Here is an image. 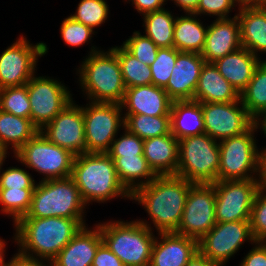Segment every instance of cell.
Returning a JSON list of instances; mask_svg holds the SVG:
<instances>
[{"label":"cell","mask_w":266,"mask_h":266,"mask_svg":"<svg viewBox=\"0 0 266 266\" xmlns=\"http://www.w3.org/2000/svg\"><path fill=\"white\" fill-rule=\"evenodd\" d=\"M13 225L17 254L49 264L86 223L84 219L46 217L20 218Z\"/></svg>","instance_id":"1"},{"label":"cell","mask_w":266,"mask_h":266,"mask_svg":"<svg viewBox=\"0 0 266 266\" xmlns=\"http://www.w3.org/2000/svg\"><path fill=\"white\" fill-rule=\"evenodd\" d=\"M194 183L178 175H157L131 194L142 204L158 233L177 232L190 187Z\"/></svg>","instance_id":"2"},{"label":"cell","mask_w":266,"mask_h":266,"mask_svg":"<svg viewBox=\"0 0 266 266\" xmlns=\"http://www.w3.org/2000/svg\"><path fill=\"white\" fill-rule=\"evenodd\" d=\"M72 179L86 205L104 203L115 197L131 199V194L120 183L113 160L107 153L76 155Z\"/></svg>","instance_id":"3"},{"label":"cell","mask_w":266,"mask_h":266,"mask_svg":"<svg viewBox=\"0 0 266 266\" xmlns=\"http://www.w3.org/2000/svg\"><path fill=\"white\" fill-rule=\"evenodd\" d=\"M78 68L79 84L90 102L121 104L126 87L117 54L109 48L104 52L92 46Z\"/></svg>","instance_id":"4"},{"label":"cell","mask_w":266,"mask_h":266,"mask_svg":"<svg viewBox=\"0 0 266 266\" xmlns=\"http://www.w3.org/2000/svg\"><path fill=\"white\" fill-rule=\"evenodd\" d=\"M138 220L109 221L97 224L103 242L124 266H149L155 235L151 223Z\"/></svg>","instance_id":"5"},{"label":"cell","mask_w":266,"mask_h":266,"mask_svg":"<svg viewBox=\"0 0 266 266\" xmlns=\"http://www.w3.org/2000/svg\"><path fill=\"white\" fill-rule=\"evenodd\" d=\"M87 206L71 176L41 180L32 193L31 207L22 218L84 219Z\"/></svg>","instance_id":"6"},{"label":"cell","mask_w":266,"mask_h":266,"mask_svg":"<svg viewBox=\"0 0 266 266\" xmlns=\"http://www.w3.org/2000/svg\"><path fill=\"white\" fill-rule=\"evenodd\" d=\"M219 164V141L206 133L179 140L176 175L192 183L212 184L218 181Z\"/></svg>","instance_id":"7"},{"label":"cell","mask_w":266,"mask_h":266,"mask_svg":"<svg viewBox=\"0 0 266 266\" xmlns=\"http://www.w3.org/2000/svg\"><path fill=\"white\" fill-rule=\"evenodd\" d=\"M257 129L260 128L255 123L245 133L219 141L218 181L258 179L260 151L254 139Z\"/></svg>","instance_id":"8"},{"label":"cell","mask_w":266,"mask_h":266,"mask_svg":"<svg viewBox=\"0 0 266 266\" xmlns=\"http://www.w3.org/2000/svg\"><path fill=\"white\" fill-rule=\"evenodd\" d=\"M75 156L71 151L51 143L40 131L15 154L18 161L38 173L41 180L71 176Z\"/></svg>","instance_id":"9"},{"label":"cell","mask_w":266,"mask_h":266,"mask_svg":"<svg viewBox=\"0 0 266 266\" xmlns=\"http://www.w3.org/2000/svg\"><path fill=\"white\" fill-rule=\"evenodd\" d=\"M82 110L86 153H107L119 129L124 127L121 104L89 101Z\"/></svg>","instance_id":"10"},{"label":"cell","mask_w":266,"mask_h":266,"mask_svg":"<svg viewBox=\"0 0 266 266\" xmlns=\"http://www.w3.org/2000/svg\"><path fill=\"white\" fill-rule=\"evenodd\" d=\"M47 52L45 43L30 44L20 36L0 54V89L25 85L36 73L38 57Z\"/></svg>","instance_id":"11"},{"label":"cell","mask_w":266,"mask_h":266,"mask_svg":"<svg viewBox=\"0 0 266 266\" xmlns=\"http://www.w3.org/2000/svg\"><path fill=\"white\" fill-rule=\"evenodd\" d=\"M34 75L26 84L30 101V120L41 130L73 101L67 87L56 79Z\"/></svg>","instance_id":"12"},{"label":"cell","mask_w":266,"mask_h":266,"mask_svg":"<svg viewBox=\"0 0 266 266\" xmlns=\"http://www.w3.org/2000/svg\"><path fill=\"white\" fill-rule=\"evenodd\" d=\"M215 189L213 184L194 183L188 192L178 234L198 242L215 226Z\"/></svg>","instance_id":"13"},{"label":"cell","mask_w":266,"mask_h":266,"mask_svg":"<svg viewBox=\"0 0 266 266\" xmlns=\"http://www.w3.org/2000/svg\"><path fill=\"white\" fill-rule=\"evenodd\" d=\"M215 189L217 223L249 221L259 179L223 180L212 183Z\"/></svg>","instance_id":"14"},{"label":"cell","mask_w":266,"mask_h":266,"mask_svg":"<svg viewBox=\"0 0 266 266\" xmlns=\"http://www.w3.org/2000/svg\"><path fill=\"white\" fill-rule=\"evenodd\" d=\"M246 241L255 243L249 221L216 223L198 242V250L210 262L223 266Z\"/></svg>","instance_id":"15"},{"label":"cell","mask_w":266,"mask_h":266,"mask_svg":"<svg viewBox=\"0 0 266 266\" xmlns=\"http://www.w3.org/2000/svg\"><path fill=\"white\" fill-rule=\"evenodd\" d=\"M201 106L205 133L217 141L241 135L256 123L240 99L228 103H201Z\"/></svg>","instance_id":"16"},{"label":"cell","mask_w":266,"mask_h":266,"mask_svg":"<svg viewBox=\"0 0 266 266\" xmlns=\"http://www.w3.org/2000/svg\"><path fill=\"white\" fill-rule=\"evenodd\" d=\"M40 132L55 145L71 151L74 155L86 152L85 126L82 106L69 103Z\"/></svg>","instance_id":"17"},{"label":"cell","mask_w":266,"mask_h":266,"mask_svg":"<svg viewBox=\"0 0 266 266\" xmlns=\"http://www.w3.org/2000/svg\"><path fill=\"white\" fill-rule=\"evenodd\" d=\"M204 63L200 53L180 52L177 55L170 79L163 88L172 101L194 100Z\"/></svg>","instance_id":"18"},{"label":"cell","mask_w":266,"mask_h":266,"mask_svg":"<svg viewBox=\"0 0 266 266\" xmlns=\"http://www.w3.org/2000/svg\"><path fill=\"white\" fill-rule=\"evenodd\" d=\"M240 47V24L235 14L232 18L215 19L208 26L205 45L200 54L205 62L213 63Z\"/></svg>","instance_id":"19"},{"label":"cell","mask_w":266,"mask_h":266,"mask_svg":"<svg viewBox=\"0 0 266 266\" xmlns=\"http://www.w3.org/2000/svg\"><path fill=\"white\" fill-rule=\"evenodd\" d=\"M197 252L196 239L176 232L158 233L152 246L149 266H186Z\"/></svg>","instance_id":"20"},{"label":"cell","mask_w":266,"mask_h":266,"mask_svg":"<svg viewBox=\"0 0 266 266\" xmlns=\"http://www.w3.org/2000/svg\"><path fill=\"white\" fill-rule=\"evenodd\" d=\"M103 242L100 227L82 226L48 266H92L95 253Z\"/></svg>","instance_id":"21"},{"label":"cell","mask_w":266,"mask_h":266,"mask_svg":"<svg viewBox=\"0 0 266 266\" xmlns=\"http://www.w3.org/2000/svg\"><path fill=\"white\" fill-rule=\"evenodd\" d=\"M172 100L167 92L153 84L126 88L121 103L124 114H145L148 116H170Z\"/></svg>","instance_id":"22"},{"label":"cell","mask_w":266,"mask_h":266,"mask_svg":"<svg viewBox=\"0 0 266 266\" xmlns=\"http://www.w3.org/2000/svg\"><path fill=\"white\" fill-rule=\"evenodd\" d=\"M238 10L242 47L256 57L266 53V4L241 3Z\"/></svg>","instance_id":"23"},{"label":"cell","mask_w":266,"mask_h":266,"mask_svg":"<svg viewBox=\"0 0 266 266\" xmlns=\"http://www.w3.org/2000/svg\"><path fill=\"white\" fill-rule=\"evenodd\" d=\"M143 155L156 175H175L179 162V140L171 132L145 139Z\"/></svg>","instance_id":"24"},{"label":"cell","mask_w":266,"mask_h":266,"mask_svg":"<svg viewBox=\"0 0 266 266\" xmlns=\"http://www.w3.org/2000/svg\"><path fill=\"white\" fill-rule=\"evenodd\" d=\"M261 59L244 47L217 59L214 65L219 73L238 91L239 94L249 84Z\"/></svg>","instance_id":"25"},{"label":"cell","mask_w":266,"mask_h":266,"mask_svg":"<svg viewBox=\"0 0 266 266\" xmlns=\"http://www.w3.org/2000/svg\"><path fill=\"white\" fill-rule=\"evenodd\" d=\"M238 91L219 73L214 63L205 62L200 73L194 100L200 103L238 101Z\"/></svg>","instance_id":"26"},{"label":"cell","mask_w":266,"mask_h":266,"mask_svg":"<svg viewBox=\"0 0 266 266\" xmlns=\"http://www.w3.org/2000/svg\"><path fill=\"white\" fill-rule=\"evenodd\" d=\"M171 133L178 139L205 133L201 103L195 100L172 101Z\"/></svg>","instance_id":"27"},{"label":"cell","mask_w":266,"mask_h":266,"mask_svg":"<svg viewBox=\"0 0 266 266\" xmlns=\"http://www.w3.org/2000/svg\"><path fill=\"white\" fill-rule=\"evenodd\" d=\"M40 130L29 118H22L0 109V149L7 154L13 149L14 154ZM12 147L9 148L8 146Z\"/></svg>","instance_id":"28"},{"label":"cell","mask_w":266,"mask_h":266,"mask_svg":"<svg viewBox=\"0 0 266 266\" xmlns=\"http://www.w3.org/2000/svg\"><path fill=\"white\" fill-rule=\"evenodd\" d=\"M110 158L114 162L120 183L130 194L139 187L147 185L157 176L150 168L144 155Z\"/></svg>","instance_id":"29"},{"label":"cell","mask_w":266,"mask_h":266,"mask_svg":"<svg viewBox=\"0 0 266 266\" xmlns=\"http://www.w3.org/2000/svg\"><path fill=\"white\" fill-rule=\"evenodd\" d=\"M186 15L175 18L173 47L179 52L201 53L205 45L208 25L203 26L194 13H186Z\"/></svg>","instance_id":"30"},{"label":"cell","mask_w":266,"mask_h":266,"mask_svg":"<svg viewBox=\"0 0 266 266\" xmlns=\"http://www.w3.org/2000/svg\"><path fill=\"white\" fill-rule=\"evenodd\" d=\"M240 100L255 121L266 113V59L256 67L249 84L240 94Z\"/></svg>","instance_id":"31"},{"label":"cell","mask_w":266,"mask_h":266,"mask_svg":"<svg viewBox=\"0 0 266 266\" xmlns=\"http://www.w3.org/2000/svg\"><path fill=\"white\" fill-rule=\"evenodd\" d=\"M175 18L172 12L162 10L143 15L145 36L149 37L159 48L173 47Z\"/></svg>","instance_id":"32"},{"label":"cell","mask_w":266,"mask_h":266,"mask_svg":"<svg viewBox=\"0 0 266 266\" xmlns=\"http://www.w3.org/2000/svg\"><path fill=\"white\" fill-rule=\"evenodd\" d=\"M111 49L117 54L126 88L152 84L149 65L140 62L123 45L111 47Z\"/></svg>","instance_id":"33"},{"label":"cell","mask_w":266,"mask_h":266,"mask_svg":"<svg viewBox=\"0 0 266 266\" xmlns=\"http://www.w3.org/2000/svg\"><path fill=\"white\" fill-rule=\"evenodd\" d=\"M124 128L145 140L167 135L171 132L170 116H148L145 114H123Z\"/></svg>","instance_id":"34"},{"label":"cell","mask_w":266,"mask_h":266,"mask_svg":"<svg viewBox=\"0 0 266 266\" xmlns=\"http://www.w3.org/2000/svg\"><path fill=\"white\" fill-rule=\"evenodd\" d=\"M33 191L34 189H0L1 211L12 216L14 224L28 213Z\"/></svg>","instance_id":"35"},{"label":"cell","mask_w":266,"mask_h":266,"mask_svg":"<svg viewBox=\"0 0 266 266\" xmlns=\"http://www.w3.org/2000/svg\"><path fill=\"white\" fill-rule=\"evenodd\" d=\"M0 109L22 118L30 119V101L27 84L0 89Z\"/></svg>","instance_id":"36"},{"label":"cell","mask_w":266,"mask_h":266,"mask_svg":"<svg viewBox=\"0 0 266 266\" xmlns=\"http://www.w3.org/2000/svg\"><path fill=\"white\" fill-rule=\"evenodd\" d=\"M108 6L105 0H81L76 12L70 17L93 30L106 22L109 15Z\"/></svg>","instance_id":"37"},{"label":"cell","mask_w":266,"mask_h":266,"mask_svg":"<svg viewBox=\"0 0 266 266\" xmlns=\"http://www.w3.org/2000/svg\"><path fill=\"white\" fill-rule=\"evenodd\" d=\"M179 53L174 47L159 48L155 61L150 65L153 85L161 88L167 85Z\"/></svg>","instance_id":"38"},{"label":"cell","mask_w":266,"mask_h":266,"mask_svg":"<svg viewBox=\"0 0 266 266\" xmlns=\"http://www.w3.org/2000/svg\"><path fill=\"white\" fill-rule=\"evenodd\" d=\"M249 222L255 242H266V189L262 187L254 197Z\"/></svg>","instance_id":"39"},{"label":"cell","mask_w":266,"mask_h":266,"mask_svg":"<svg viewBox=\"0 0 266 266\" xmlns=\"http://www.w3.org/2000/svg\"><path fill=\"white\" fill-rule=\"evenodd\" d=\"M140 62L151 65L155 59L159 47L147 36L141 35L139 31L133 32L122 44Z\"/></svg>","instance_id":"40"},{"label":"cell","mask_w":266,"mask_h":266,"mask_svg":"<svg viewBox=\"0 0 266 266\" xmlns=\"http://www.w3.org/2000/svg\"><path fill=\"white\" fill-rule=\"evenodd\" d=\"M61 37L68 46L78 47L92 39L96 33L87 25L75 21L70 16L62 21L60 27Z\"/></svg>","instance_id":"41"},{"label":"cell","mask_w":266,"mask_h":266,"mask_svg":"<svg viewBox=\"0 0 266 266\" xmlns=\"http://www.w3.org/2000/svg\"><path fill=\"white\" fill-rule=\"evenodd\" d=\"M6 157L0 163V173ZM32 175L19 167H8L0 174V189H35Z\"/></svg>","instance_id":"42"},{"label":"cell","mask_w":266,"mask_h":266,"mask_svg":"<svg viewBox=\"0 0 266 266\" xmlns=\"http://www.w3.org/2000/svg\"><path fill=\"white\" fill-rule=\"evenodd\" d=\"M124 133L115 138L107 154L110 157L143 155L144 140L123 127Z\"/></svg>","instance_id":"43"},{"label":"cell","mask_w":266,"mask_h":266,"mask_svg":"<svg viewBox=\"0 0 266 266\" xmlns=\"http://www.w3.org/2000/svg\"><path fill=\"white\" fill-rule=\"evenodd\" d=\"M236 3V4H235ZM241 5L239 0H200L197 9L193 12L197 15L217 16L220 18H229V13L235 6Z\"/></svg>","instance_id":"44"},{"label":"cell","mask_w":266,"mask_h":266,"mask_svg":"<svg viewBox=\"0 0 266 266\" xmlns=\"http://www.w3.org/2000/svg\"><path fill=\"white\" fill-rule=\"evenodd\" d=\"M239 266H266V242H255Z\"/></svg>","instance_id":"45"},{"label":"cell","mask_w":266,"mask_h":266,"mask_svg":"<svg viewBox=\"0 0 266 266\" xmlns=\"http://www.w3.org/2000/svg\"><path fill=\"white\" fill-rule=\"evenodd\" d=\"M92 266H124L123 262L102 242L93 259Z\"/></svg>","instance_id":"46"},{"label":"cell","mask_w":266,"mask_h":266,"mask_svg":"<svg viewBox=\"0 0 266 266\" xmlns=\"http://www.w3.org/2000/svg\"><path fill=\"white\" fill-rule=\"evenodd\" d=\"M127 1V0H125ZM129 2L131 1L135 9L139 12L142 13V15L162 10L163 5L165 4L164 2L168 0H128Z\"/></svg>","instance_id":"47"},{"label":"cell","mask_w":266,"mask_h":266,"mask_svg":"<svg viewBox=\"0 0 266 266\" xmlns=\"http://www.w3.org/2000/svg\"><path fill=\"white\" fill-rule=\"evenodd\" d=\"M45 263L46 262L24 258L16 253L10 261H4L2 266H48Z\"/></svg>","instance_id":"48"},{"label":"cell","mask_w":266,"mask_h":266,"mask_svg":"<svg viewBox=\"0 0 266 266\" xmlns=\"http://www.w3.org/2000/svg\"><path fill=\"white\" fill-rule=\"evenodd\" d=\"M186 266H222L210 262L199 250L195 253L192 258L188 261Z\"/></svg>","instance_id":"49"},{"label":"cell","mask_w":266,"mask_h":266,"mask_svg":"<svg viewBox=\"0 0 266 266\" xmlns=\"http://www.w3.org/2000/svg\"><path fill=\"white\" fill-rule=\"evenodd\" d=\"M259 186L266 189V148L260 150Z\"/></svg>","instance_id":"50"},{"label":"cell","mask_w":266,"mask_h":266,"mask_svg":"<svg viewBox=\"0 0 266 266\" xmlns=\"http://www.w3.org/2000/svg\"><path fill=\"white\" fill-rule=\"evenodd\" d=\"M174 1L175 5L179 8H182L181 10L184 11V13H193L199 4L200 0H172Z\"/></svg>","instance_id":"51"},{"label":"cell","mask_w":266,"mask_h":266,"mask_svg":"<svg viewBox=\"0 0 266 266\" xmlns=\"http://www.w3.org/2000/svg\"><path fill=\"white\" fill-rule=\"evenodd\" d=\"M6 242L3 239H0V266L3 265L4 261H5V244Z\"/></svg>","instance_id":"52"},{"label":"cell","mask_w":266,"mask_h":266,"mask_svg":"<svg viewBox=\"0 0 266 266\" xmlns=\"http://www.w3.org/2000/svg\"><path fill=\"white\" fill-rule=\"evenodd\" d=\"M256 123L260 129L262 128V131L266 137V113L259 120H257Z\"/></svg>","instance_id":"53"},{"label":"cell","mask_w":266,"mask_h":266,"mask_svg":"<svg viewBox=\"0 0 266 266\" xmlns=\"http://www.w3.org/2000/svg\"><path fill=\"white\" fill-rule=\"evenodd\" d=\"M240 3H264L266 4V0H239Z\"/></svg>","instance_id":"54"},{"label":"cell","mask_w":266,"mask_h":266,"mask_svg":"<svg viewBox=\"0 0 266 266\" xmlns=\"http://www.w3.org/2000/svg\"><path fill=\"white\" fill-rule=\"evenodd\" d=\"M7 155L0 149V163Z\"/></svg>","instance_id":"55"}]
</instances>
